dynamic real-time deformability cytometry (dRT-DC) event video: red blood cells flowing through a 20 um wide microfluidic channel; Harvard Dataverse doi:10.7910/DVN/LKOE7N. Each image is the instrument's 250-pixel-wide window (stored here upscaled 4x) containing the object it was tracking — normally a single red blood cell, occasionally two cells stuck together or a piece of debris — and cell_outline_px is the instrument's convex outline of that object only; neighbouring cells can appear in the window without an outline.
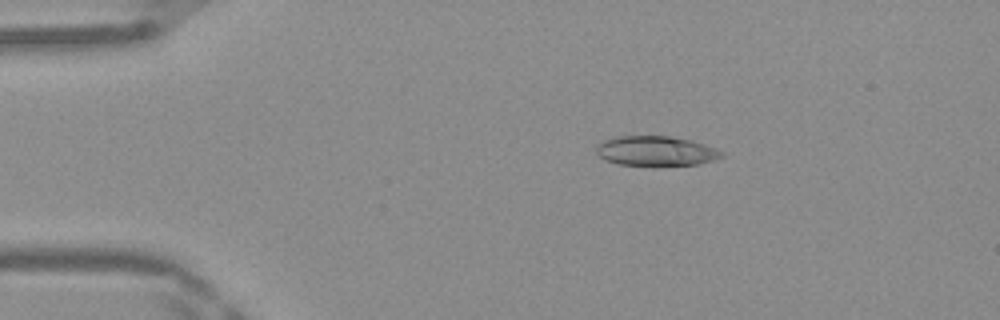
{"species": "Egyptian fruit bat (a non-hibernating species)", "species_latin": "Rousettus aegyptiacus", "temperature_condition": "warm", "stored_images_in_passage": 48, "camera_frame_rate_fps": 3000, "um_per_image_px": 0.085, "frame": {"image": 1, "passage_image": 9, "time_ms": 2.667, "image_size_px": [1000, 320], "cell_outline_px": [[724, 156], [700, 164], [656, 168], [616, 164], [604, 160], [596, 152], [596, 144], [604, 140], [616, 136], [668, 136], [692, 140], [716, 148], [724, 152]], "centroid_in_image_um": [55.74, 12.88], "position_along_channel_um": 29.3, "area_um2": 22.72}}
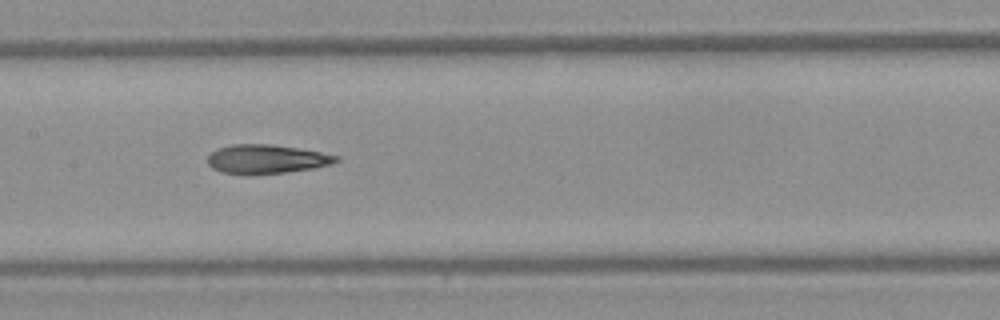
{"frame": {"image": 2, "passage_image": 24, "time_ms": 7.667, "image_size_px": [1000, 320], "cell_outline_px": [[340, 160], [332, 164], [312, 168], [284, 172], [224, 172], [212, 168], [208, 164], [208, 156], [216, 148], [232, 144], [268, 144], [296, 148], [320, 152], [340, 156]], "centroid_in_image_um": [22.67, 13.48], "position_along_channel_um": 184.7, "area_um2": 20.92}}
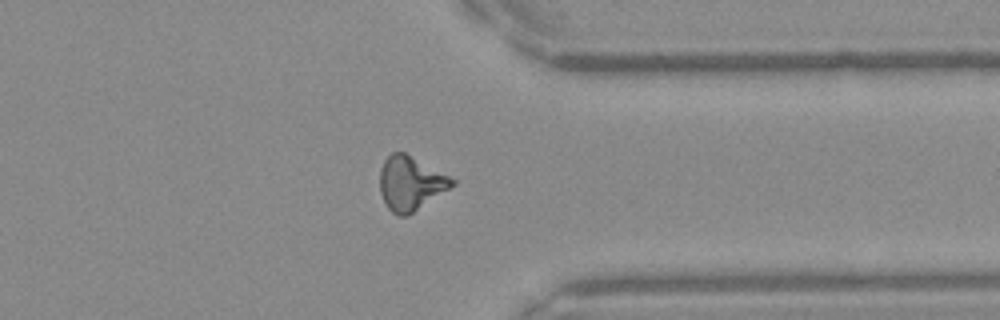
{"frame": {"image": 3, "passage_image": 38, "time_ms": 12.333, "image_size_px": [1000, 320], "cell_outline_px": [[456, 184], [408, 216], [400, 216], [392, 212], [388, 208], [380, 192], [380, 168], [384, 160], [392, 152], [404, 152], [456, 180]], "centroid_in_image_um": [34.88, 15.59], "position_along_channel_um": 376.5, "area_um2": 22.54}, "authors_computed_cell_mechanics": {"area_um2": 21.8484, "velocity_mm_per_s": 4.212, "shape_relaxation_time_tau1_ms": null, "shape_relaxation_time_tau2_ms": 2.3264, "deformation_change_tau1": null, "deformation_change_tau2": 0.1156}}